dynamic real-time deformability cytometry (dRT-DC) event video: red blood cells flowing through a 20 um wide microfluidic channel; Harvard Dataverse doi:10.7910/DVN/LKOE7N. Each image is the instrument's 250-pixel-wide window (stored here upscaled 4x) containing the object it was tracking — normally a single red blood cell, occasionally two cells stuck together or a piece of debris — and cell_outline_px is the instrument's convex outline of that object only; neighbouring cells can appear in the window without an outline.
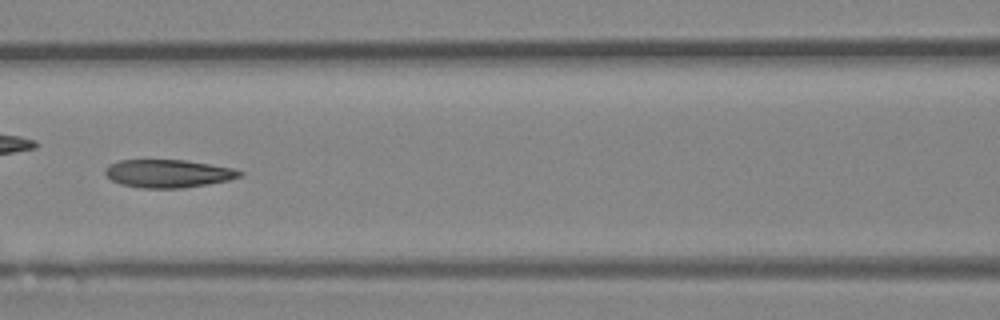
{"species": "Egyptian fruit bat (a non-hibernating species)", "species_latin": "Rousettus aegyptiacus", "temperature_condition": "room temperature", "stored_images_in_passage": 48, "camera_frame_rate_fps": 3000, "um_per_image_px": 0.085, "animal": {"sex": "female"}, "frame": {"image": 1, "passage_image": 21, "time_ms": 6.667, "image_size_px": [1000, 320], "cell_outline_px": [[244, 172], [240, 176], [228, 180], [208, 184], [180, 188], [140, 188], [120, 184], [112, 180], [104, 172], [104, 168], [108, 164], [120, 160], [184, 160], [232, 168]], "centroid_in_image_um": [14.24, 14.75], "position_along_channel_um": 152.4, "area_um2": 21.85}}
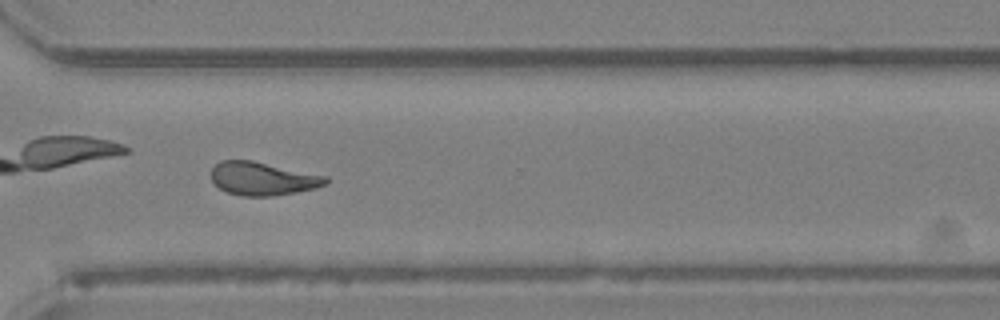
{"frame": {"image": 2, "passage_image": 35, "time_ms": 11.333, "image_size_px": [1000, 320], "cell_outline_px": [[328, 184], [316, 188], [296, 192], [272, 196], [244, 196], [228, 192], [220, 188], [208, 176], [208, 172], [220, 160], [252, 160], [328, 176]], "centroid_in_image_um": [22.32, 15.17], "position_along_channel_um": 348.3, "area_um2": 22.43}, "authors_computed_cell_mechanics": {"area_um2": 22.5131, "velocity_mm_per_s": 4.2063, "shape_relaxation_time_tau1_ms": null, "shape_relaxation_time_tau2_ms": 2.4151, "deformation_change_tau1": null, "deformation_change_tau2": 0.1005}}